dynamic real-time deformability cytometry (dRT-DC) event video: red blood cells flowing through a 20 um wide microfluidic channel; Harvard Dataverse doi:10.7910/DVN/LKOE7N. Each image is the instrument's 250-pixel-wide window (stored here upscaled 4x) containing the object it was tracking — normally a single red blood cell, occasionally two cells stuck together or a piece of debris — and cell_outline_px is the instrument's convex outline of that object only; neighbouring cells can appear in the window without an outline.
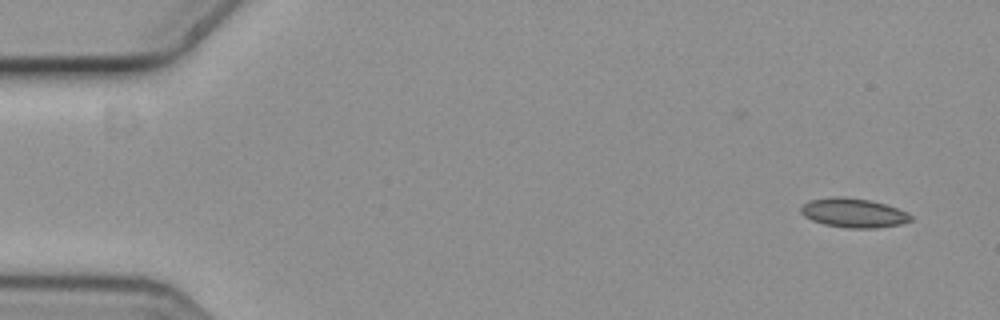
{"species": "common noctule bat (a hibernating species)", "species_latin": "Nyctalus noctula", "temperature_condition": "cold", "stored_images_in_passage": 4, "camera_frame_rate_fps": 3000, "um_per_image_px": 0.085, "animal": {"sex": "female", "body_mass_g": 19.3, "forearm_length_mm": 54.1}, "frame": {"image": 1, "passage_image": 1, "time_ms": 0.0, "image_size_px": [1000, 320], "cell_outline_px": [[912, 220], [900, 224], [876, 228], [844, 228], [824, 224], [812, 220], [804, 216], [800, 212], [800, 208], [808, 200], [872, 200], [908, 212], [912, 216]], "centroid_in_image_um": [72.6, 18.16], "position_along_channel_um": 12.4, "area_um2": 17.8}}
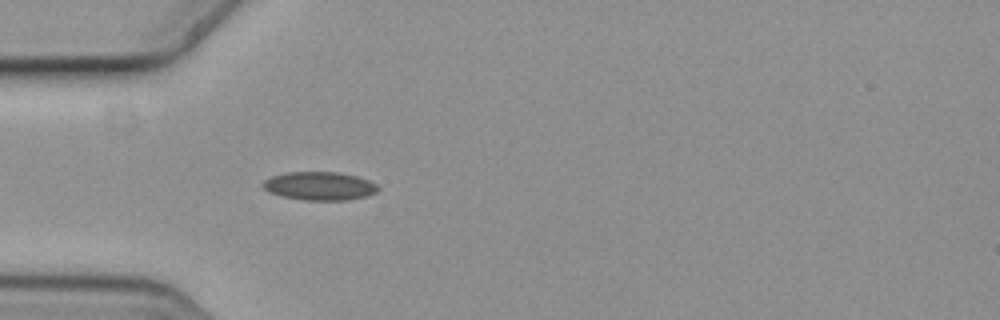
{"frame": {"image": 2, "passage_image": 4, "time_ms": 1.0, "image_size_px": [1000, 320], "cell_outline_px": [[380, 188], [376, 192], [368, 196], [348, 200], [304, 200], [280, 196], [268, 192], [264, 188], [264, 180], [272, 176], [288, 172], [336, 172], [356, 176], [368, 180], [376, 184]], "centroid_in_image_um": [27.18, 15.82], "position_along_channel_um": 57.8, "area_um2": 19.02}}